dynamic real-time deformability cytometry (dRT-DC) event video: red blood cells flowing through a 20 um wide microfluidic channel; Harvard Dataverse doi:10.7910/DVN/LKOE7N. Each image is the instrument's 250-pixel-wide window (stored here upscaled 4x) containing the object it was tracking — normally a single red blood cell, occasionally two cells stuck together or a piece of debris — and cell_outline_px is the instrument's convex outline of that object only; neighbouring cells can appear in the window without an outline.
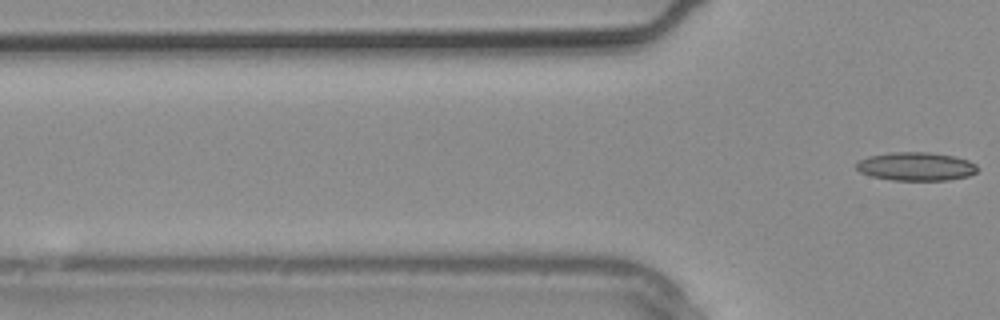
{"species": "common noctule bat (a hibernating species)", "species_latin": "Nyctalus noctula", "temperature_condition": "warm", "stored_images_in_passage": 2, "camera_frame_rate_fps": 3000, "um_per_image_px": 0.085, "animal": {"sex": "male", "body_mass_g": 20.4}, "frame": {"image": 1, "passage_image": 2, "time_ms": 0.333, "image_size_px": [1000, 320], "cell_outline_px": [[980, 168], [976, 172], [968, 176], [948, 180], [892, 180], [872, 176], [860, 172], [856, 168], [856, 164], [860, 160], [868, 156], [892, 152], [928, 152], [952, 156], [968, 160], [976, 164]], "centroid_in_image_um": [77.88, 14.15], "position_along_channel_um": 47.9, "area_um2": 20.06}}